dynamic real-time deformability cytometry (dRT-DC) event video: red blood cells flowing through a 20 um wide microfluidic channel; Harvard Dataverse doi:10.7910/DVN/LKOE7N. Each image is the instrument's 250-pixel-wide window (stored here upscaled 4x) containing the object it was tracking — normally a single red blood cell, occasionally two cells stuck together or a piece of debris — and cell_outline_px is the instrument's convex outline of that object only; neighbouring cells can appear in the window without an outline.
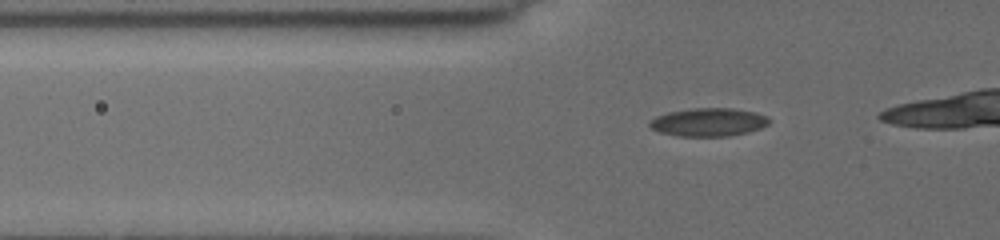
{"species": "common noctule bat (a hibernating species)", "species_latin": "Nyctalus noctula", "temperature_condition": "cold", "stored_images_in_passage": 34, "camera_frame_rate_fps": 3000, "um_per_image_px": 0.085, "animal": {"sex": "female", "body_mass_g": 19.5, "forearm_length_mm": 54.1}, "frame": {"image": 1, "passage_image": 22, "time_ms": 4.333, "image_size_px": [1000, 240], "cell_outline_px": [[772, 120], [768, 124], [760, 128], [748, 132], [728, 136], [676, 136], [660, 132], [652, 128], [648, 124], [648, 120], [656, 116], [668, 112], [688, 108], [732, 108], [756, 112], [768, 116]], "centroid_in_image_um": [60.22, 10.37], "position_along_channel_um": 65.6, "area_um2": 19.88}}
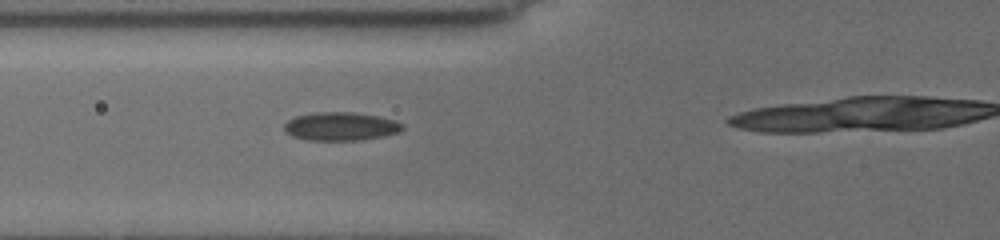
{"frame": {"image": 2, "passage_image": 27, "time_ms": 5.333, "image_size_px": [1000, 240], "cell_outline_px": [[404, 128], [400, 132], [384, 136], [360, 140], [304, 140], [292, 136], [284, 132], [284, 124], [288, 120], [296, 116], [316, 112], [352, 112], [376, 116], [396, 120], [404, 124]], "centroid_in_image_um": [28.96, 10.75], "position_along_channel_um": 96.8, "area_um2": 19.71}}
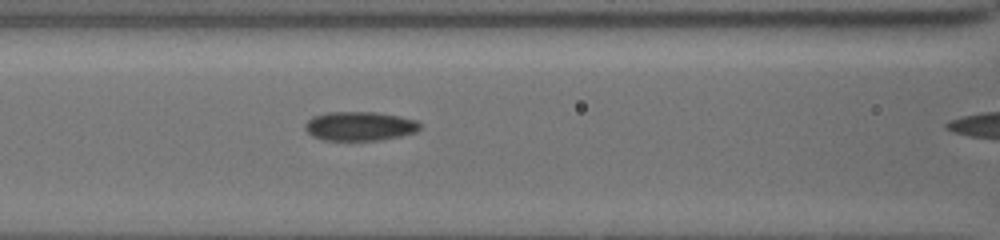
{"frame": {"image": 3, "passage_image": 32, "time_ms": 6.333, "image_size_px": [1000, 240], "cell_outline_px": [[420, 128], [416, 132], [400, 136], [380, 140], [324, 140], [312, 136], [304, 128], [304, 124], [312, 116], [324, 112], [376, 112], [416, 120], [420, 124]], "centroid_in_image_um": [30.53, 10.72], "position_along_channel_um": 136.1, "area_um2": 19.48}}